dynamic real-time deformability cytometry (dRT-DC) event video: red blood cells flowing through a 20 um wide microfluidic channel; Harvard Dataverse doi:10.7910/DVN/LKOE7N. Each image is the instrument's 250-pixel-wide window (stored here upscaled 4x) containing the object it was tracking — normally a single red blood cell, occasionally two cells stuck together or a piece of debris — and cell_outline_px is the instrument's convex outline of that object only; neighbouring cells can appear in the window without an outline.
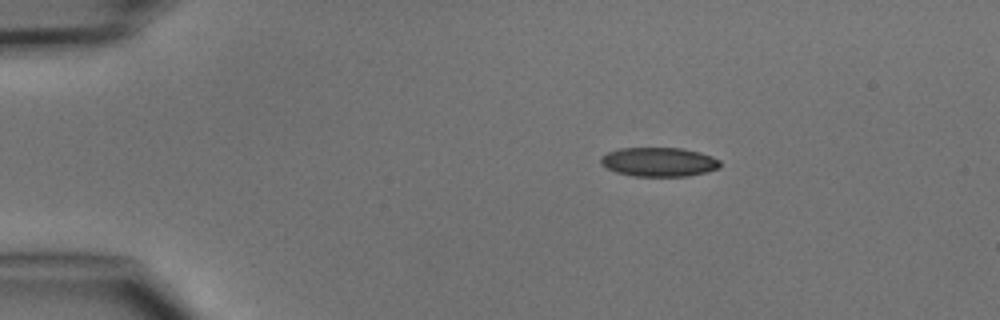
{"species": "common noctule bat (a hibernating species)", "species_latin": "Nyctalus noctula", "temperature_condition": "cold", "stored_images_in_passage": 3, "camera_frame_rate_fps": 3000, "um_per_image_px": 0.085, "animal": {"sex": "male", "body_mass_g": 15.6}, "frame": {"image": 1, "passage_image": 1, "time_ms": 0.0, "image_size_px": [1000, 320], "cell_outline_px": [[720, 168], [708, 172], [688, 176], [632, 176], [616, 172], [600, 164], [600, 156], [608, 152], [620, 148], [684, 148], [700, 152], [712, 156], [720, 160]], "centroid_in_image_um": [56.02, 13.76], "position_along_channel_um": 29.0, "area_um2": 20.46}}
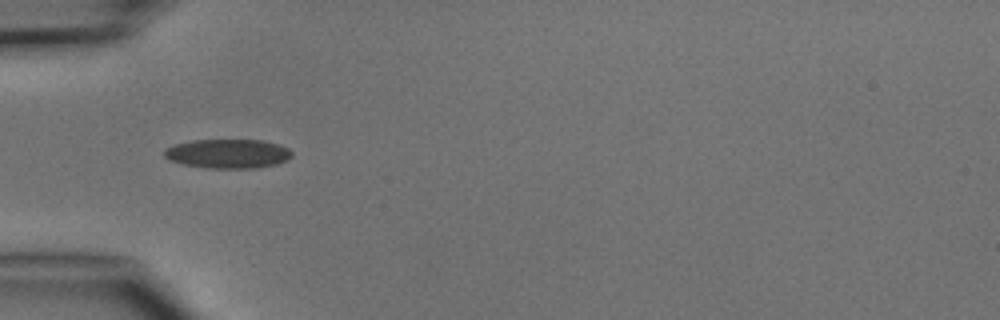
{"frame": {"image": 2, "passage_image": 3, "time_ms": 2.333, "image_size_px": [1000, 320], "cell_outline_px": [[292, 156], [288, 160], [276, 164], [256, 168], [208, 168], [184, 164], [168, 160], [164, 156], [164, 148], [176, 144], [192, 140], [264, 140], [280, 144], [288, 148], [292, 152]], "centroid_in_image_um": [19.39, 13.06], "position_along_channel_um": 65.6, "area_um2": 21.85}}